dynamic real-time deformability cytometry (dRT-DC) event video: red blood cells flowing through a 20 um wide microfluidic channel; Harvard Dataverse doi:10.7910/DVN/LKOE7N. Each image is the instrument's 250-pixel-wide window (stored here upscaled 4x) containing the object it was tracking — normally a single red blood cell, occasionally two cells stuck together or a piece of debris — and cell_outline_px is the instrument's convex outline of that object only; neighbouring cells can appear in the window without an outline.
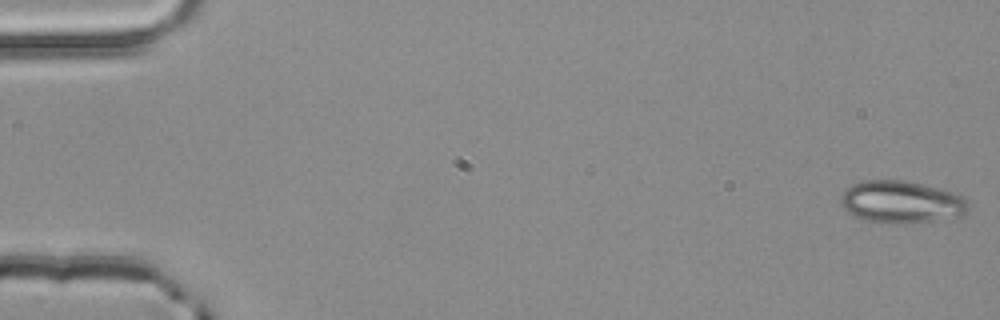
{"species": "common noctule bat (a hibernating species)", "species_latin": "Nyctalus noctula", "temperature_condition": "room temperature", "stored_images_in_passage": 4, "camera_frame_rate_fps": 3000, "um_per_image_px": 0.085, "animal": {"sex": "male", "body_mass_g": 20.4}, "frame": {"image": 1, "passage_image": 1, "time_ms": 0.0, "image_size_px": [1000, 320], "cell_outline_px": [[968, 212], [960, 216], [904, 224], [868, 220], [856, 216], [844, 208], [840, 200], [840, 196], [852, 184], [864, 180], [904, 180], [956, 192], [964, 196], [968, 204]], "centroid_in_image_um": [76.66, 17.15], "position_along_channel_um": 8.3, "area_um2": 31.15}}